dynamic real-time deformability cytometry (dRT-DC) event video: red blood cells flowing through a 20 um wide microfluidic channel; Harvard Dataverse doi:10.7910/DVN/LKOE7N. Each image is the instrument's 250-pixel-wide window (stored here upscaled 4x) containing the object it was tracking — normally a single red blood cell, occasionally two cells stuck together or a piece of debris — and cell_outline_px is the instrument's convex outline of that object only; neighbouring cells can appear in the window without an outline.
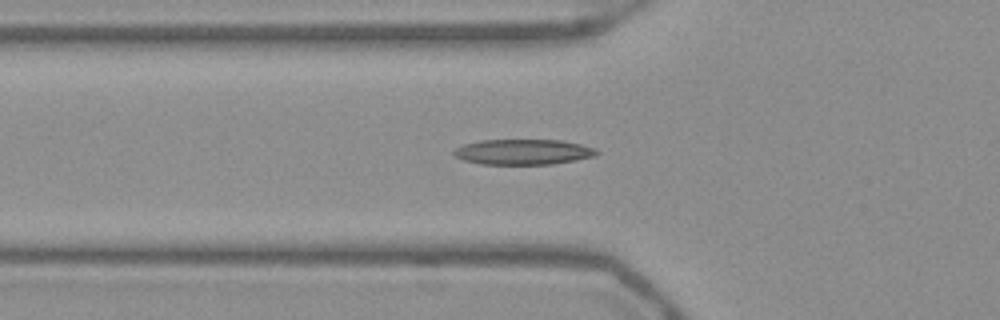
{"species": "Egyptian fruit bat (a non-hibernating species)", "species_latin": "Rousettus aegyptiacus", "temperature_condition": "warm", "stored_images_in_passage": 35, "camera_frame_rate_fps": 3000, "um_per_image_px": 0.085, "frame": {"image": 1, "passage_image": 2, "time_ms": 0.333, "image_size_px": [1000, 320], "cell_outline_px": [[600, 152], [596, 156], [576, 160], [552, 164], [480, 164], [464, 160], [456, 156], [452, 152], [456, 148], [464, 144], [480, 140], [564, 140], [596, 148]], "centroid_in_image_um": [44.51, 12.91], "position_along_channel_um": 81.3, "area_um2": 21.21}}
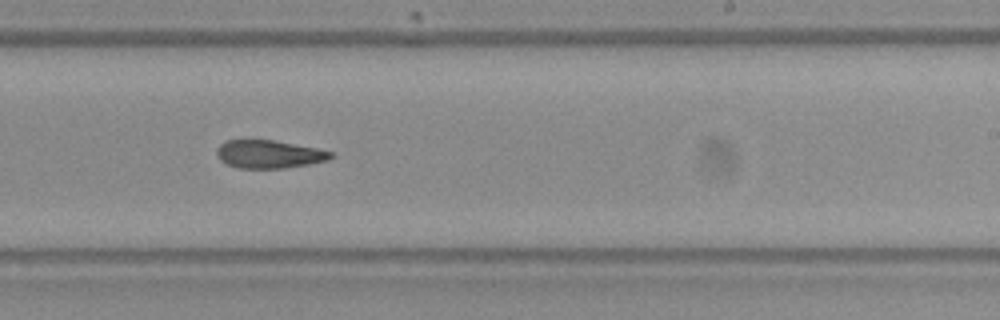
{"frame": {"image": 2, "passage_image": 16, "time_ms": 5.0, "image_size_px": [1000, 320], "cell_outline_px": [[336, 156], [328, 160], [308, 164], [284, 168], [240, 168], [228, 164], [220, 160], [216, 152], [216, 148], [224, 140], [276, 140], [316, 148], [332, 152]], "centroid_in_image_um": [22.87, 13.1], "position_along_channel_um": 266.1, "area_um2": 18.67}}
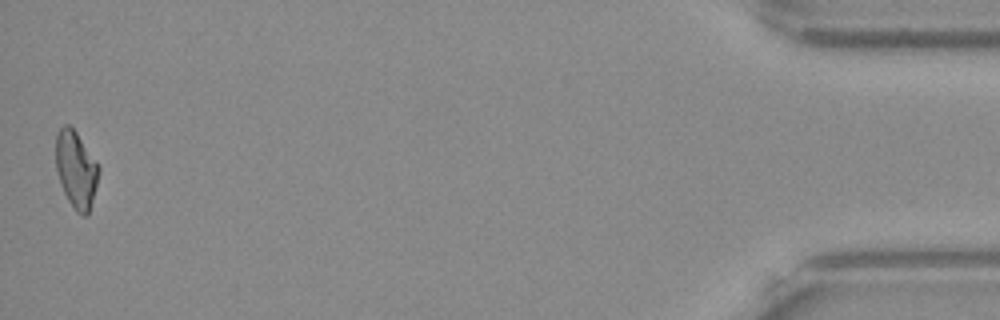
{"frame": {"image": 3, "passage_image": 35, "time_ms": 11.333, "image_size_px": [1000, 320], "cell_outline_px": [[100, 172], [88, 216], [84, 216], [76, 212], [68, 200], [60, 184], [56, 168], [56, 132], [64, 124], [68, 124], [76, 132], [100, 168]], "centroid_in_image_um": [6.46, 14.43], "position_along_channel_um": 428.7, "area_um2": 19.13}, "authors_computed_cell_mechanics": {"area_um2": 19.4208, "velocity_mm_per_s": 3.9432, "shape_relaxation_time_tau1_ms": null, "shape_relaxation_time_tau2_ms": 4.7876, "deformation_change_tau1": null, "deformation_change_tau2": 0.1488}}